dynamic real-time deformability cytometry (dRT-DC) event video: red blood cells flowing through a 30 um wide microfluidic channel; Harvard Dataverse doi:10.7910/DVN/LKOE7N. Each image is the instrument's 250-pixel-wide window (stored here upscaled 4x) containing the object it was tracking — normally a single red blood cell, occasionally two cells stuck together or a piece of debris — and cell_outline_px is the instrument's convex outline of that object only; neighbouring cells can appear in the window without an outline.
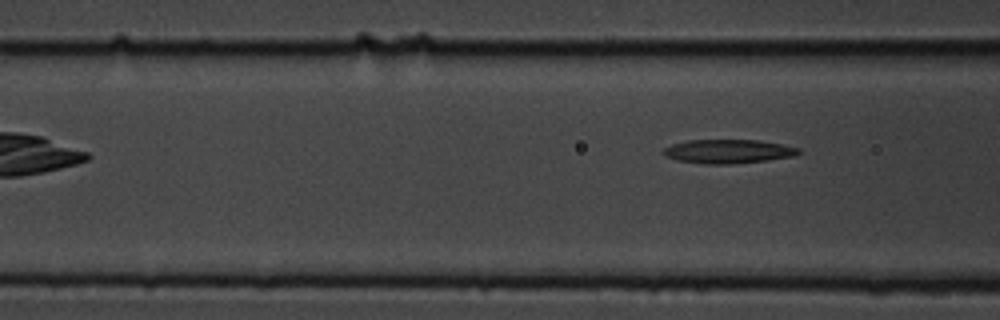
{"species": "common noctule bat (a hibernating species)", "species_latin": "Nyctalus noctula", "temperature_condition": "cold", "stored_images_in_passage": 4, "camera_frame_rate_fps": 3000, "um_per_image_px": 0.085, "animal": {"sex": "male", "body_mass_g": 19.5, "forearm_length_mm": 54.6}, "frame": {"image": 1, "passage_image": 4, "time_ms": 1.0, "image_size_px": [1000, 320], "cell_outline_px": [[804, 152], [796, 156], [768, 160], [732, 164], [704, 164], [676, 160], [664, 156], [660, 152], [664, 148], [672, 144], [688, 140], [756, 140], [784, 144], [800, 148]], "centroid_in_image_um": [61.92, 12.87], "position_along_channel_um": 104.7, "area_um2": 19.19}}